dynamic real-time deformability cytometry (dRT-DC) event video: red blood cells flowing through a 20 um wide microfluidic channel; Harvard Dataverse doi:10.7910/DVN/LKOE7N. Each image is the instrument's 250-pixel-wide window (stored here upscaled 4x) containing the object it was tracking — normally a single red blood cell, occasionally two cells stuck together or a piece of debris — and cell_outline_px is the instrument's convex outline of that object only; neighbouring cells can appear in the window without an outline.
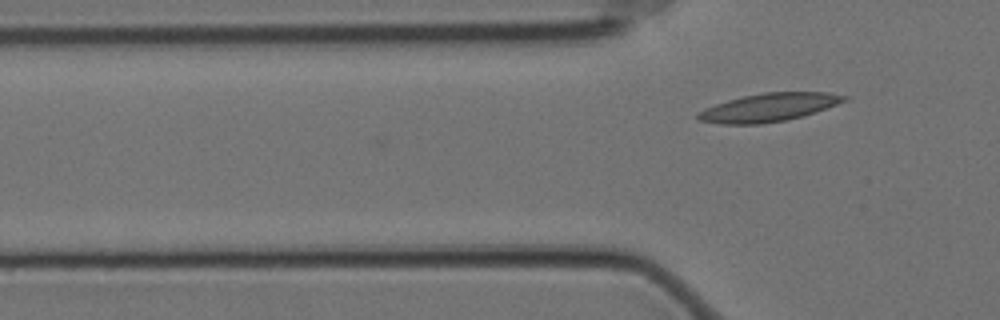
{"species": "Egyptian fruit bat (a non-hibernating species)", "species_latin": "Rousettus aegyptiacus", "temperature_condition": "cold", "stored_images_in_passage": 7, "camera_frame_rate_fps": 3000, "um_per_image_px": 0.085, "animal": {"sex": "female"}, "frame": {"image": 1, "passage_image": 7, "time_ms": 2.0, "image_size_px": [1000, 320], "cell_outline_px": [[848, 100], [800, 116], [784, 120], [760, 124], [720, 124], [700, 120], [696, 116], [696, 112], [704, 108], [728, 100], [744, 96], [764, 92], [828, 92], [848, 96]], "centroid_in_image_um": [65.3, 9.12], "position_along_channel_um": 60.5, "area_um2": 23.7}}